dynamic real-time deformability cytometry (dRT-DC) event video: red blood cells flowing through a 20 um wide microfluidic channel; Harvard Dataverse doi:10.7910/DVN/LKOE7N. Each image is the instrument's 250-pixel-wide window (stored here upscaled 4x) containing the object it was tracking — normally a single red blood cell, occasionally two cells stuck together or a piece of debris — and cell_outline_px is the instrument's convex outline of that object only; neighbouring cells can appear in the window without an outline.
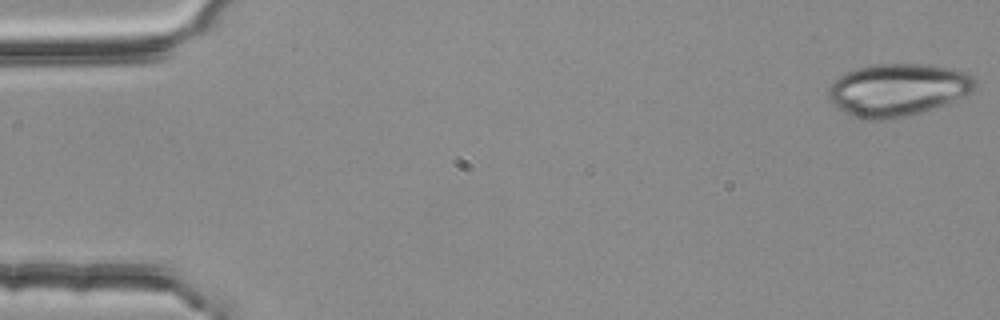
{"species": "common noctule bat (a hibernating species)", "species_latin": "Nyctalus noctula", "temperature_condition": "room temperature", "stored_images_in_passage": 54, "camera_frame_rate_fps": 3000, "um_per_image_px": 0.085, "animal": {"sex": "female", "body_mass_g": 25.1}, "frame": {"image": 1, "passage_image": 1, "time_ms": 0.0, "image_size_px": [1000, 320], "cell_outline_px": [[976, 88], [972, 92], [952, 100], [920, 112], [908, 116], [888, 120], [864, 120], [852, 116], [832, 104], [828, 96], [828, 88], [832, 80], [848, 72], [860, 68], [876, 64], [924, 64], [948, 68], [968, 72], [976, 80]], "centroid_in_image_um": [76.28, 7.64], "position_along_channel_um": 8.7, "area_um2": 44.68}}
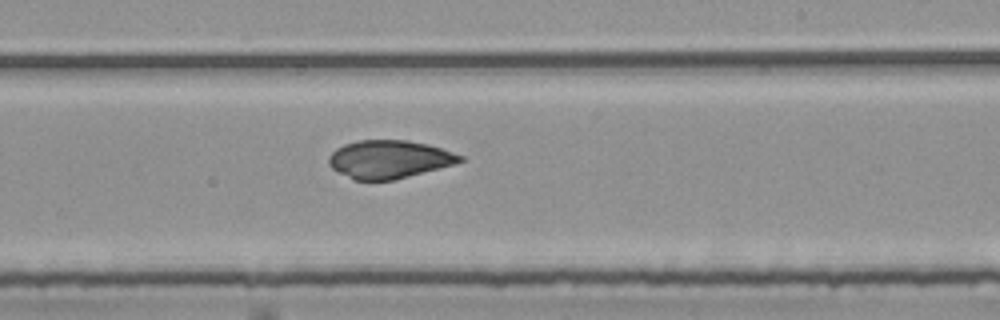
{"frame": {"image": 2, "passage_image": 32, "time_ms": 10.333, "image_size_px": [1000, 320], "cell_outline_px": [[464, 160], [452, 164], [408, 176], [392, 180], [352, 180], [332, 168], [328, 164], [328, 156], [336, 148], [344, 144], [356, 140], [408, 140], [428, 144], [464, 156]], "centroid_in_image_um": [33.02, 13.53], "position_along_channel_um": 256.0, "area_um2": 28.96}}
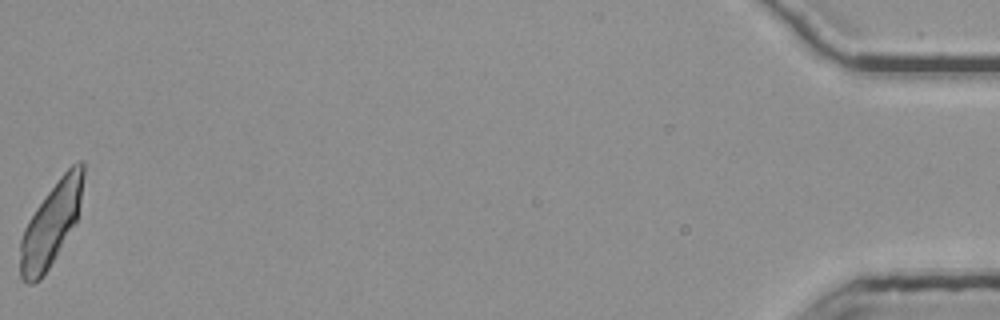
{"frame": {"image": 3, "passage_image": 54, "time_ms": 17.667, "image_size_px": [1000, 320], "cell_outline_px": [[84, 176], [80, 204], [76, 220], [48, 268], [40, 280], [32, 284], [28, 284], [20, 276], [20, 240], [24, 228], [28, 220], [36, 208], [60, 176], [76, 160], [80, 160], [84, 164]], "centroid_in_image_um": [4.33, 19.02], "position_along_channel_um": 430.9, "area_um2": 29.88}}